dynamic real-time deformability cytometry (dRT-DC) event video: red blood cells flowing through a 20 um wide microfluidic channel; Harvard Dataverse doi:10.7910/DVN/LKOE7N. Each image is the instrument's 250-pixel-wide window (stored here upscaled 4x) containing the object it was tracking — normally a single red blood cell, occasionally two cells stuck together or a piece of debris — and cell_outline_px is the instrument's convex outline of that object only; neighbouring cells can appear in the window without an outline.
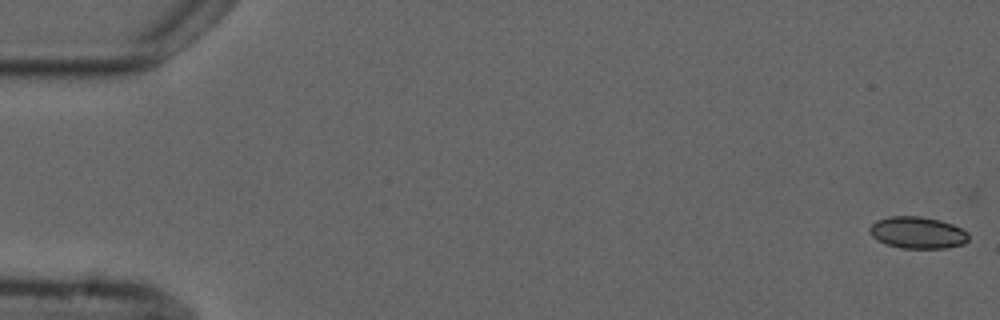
{"species": "common noctule bat (a hibernating species)", "species_latin": "Nyctalus noctula", "temperature_condition": "cold", "stored_images_in_passage": 11, "camera_frame_rate_fps": 3000, "um_per_image_px": 0.085, "animal": {"sex": "male", "forearm_length_mm": 52.5}, "frame": {"image": 1, "passage_image": 1, "time_ms": 0.0, "image_size_px": [1000, 320], "cell_outline_px": [[968, 240], [964, 244], [948, 248], [900, 248], [888, 244], [872, 236], [868, 228], [876, 220], [888, 216], [920, 216], [940, 220], [952, 224], [968, 232]], "centroid_in_image_um": [78.01, 19.77], "position_along_channel_um": 7.0, "area_um2": 18.32}}
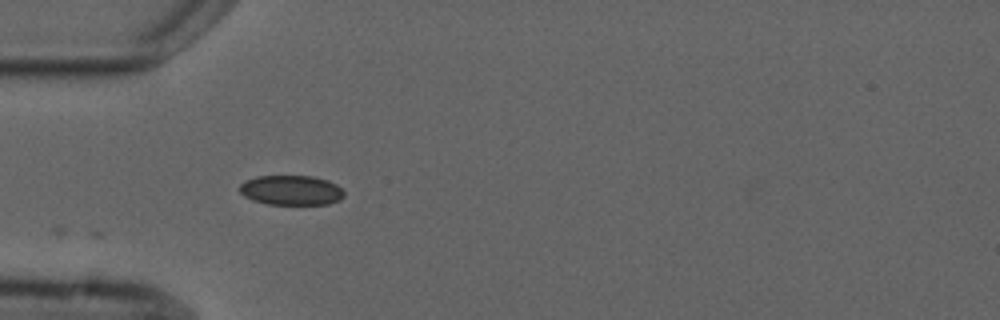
{"frame": {"image": 2, "passage_image": 5, "time_ms": 5.333, "image_size_px": [1000, 320], "cell_outline_px": [[344, 196], [340, 200], [328, 204], [268, 204], [252, 200], [244, 196], [240, 192], [240, 184], [244, 180], [256, 176], [312, 176], [328, 180], [336, 184], [344, 192]], "centroid_in_image_um": [24.74, 16.16], "position_along_channel_um": 60.3, "area_um2": 18.21}}
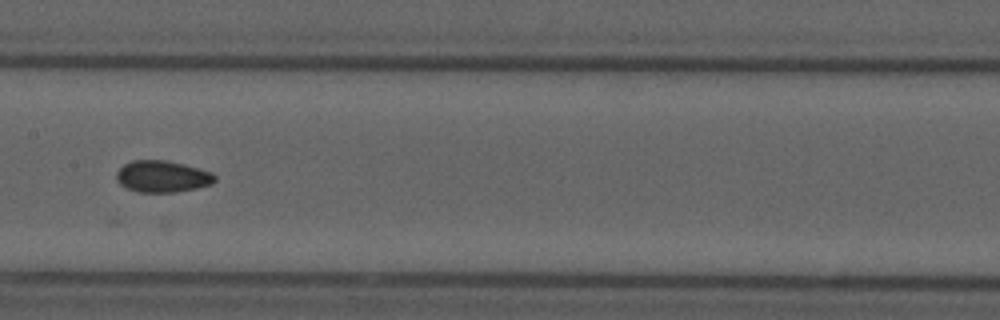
{"frame": {"image": 3, "passage_image": 8, "time_ms": 9.0, "image_size_px": [1000, 320], "cell_outline_px": [[216, 180], [212, 184], [196, 188], [176, 192], [136, 192], [120, 184], [116, 180], [116, 172], [124, 164], [132, 160], [164, 160], [184, 164], [212, 172], [216, 176]], "centroid_in_image_um": [13.8, 15.0], "position_along_channel_um": 193.6, "area_um2": 18.21}}